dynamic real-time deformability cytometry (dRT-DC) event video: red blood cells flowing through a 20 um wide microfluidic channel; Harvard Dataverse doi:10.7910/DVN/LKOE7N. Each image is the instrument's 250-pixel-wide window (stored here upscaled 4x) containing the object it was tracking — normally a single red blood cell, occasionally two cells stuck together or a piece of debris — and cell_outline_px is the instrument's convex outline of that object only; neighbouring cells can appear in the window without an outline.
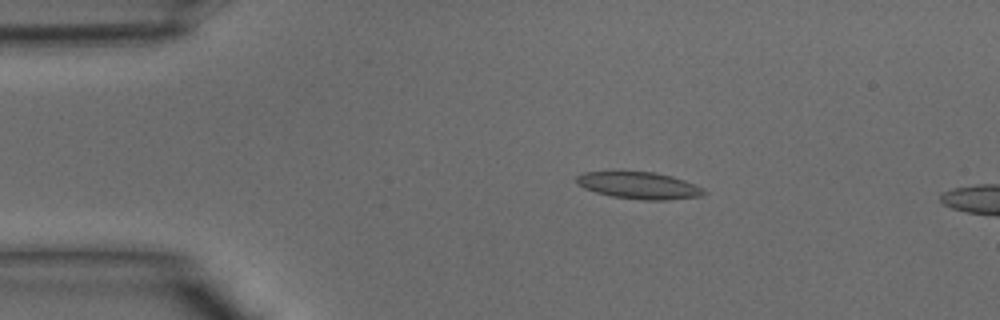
{"species": "common noctule bat (a hibernating species)", "species_latin": "Nyctalus noctula", "temperature_condition": "warm", "stored_images_in_passage": 38, "camera_frame_rate_fps": 3000, "um_per_image_px": 0.085, "animal": {"sex": "male", "body_mass_g": 15.6}, "frame": {"image": 1, "passage_image": 6, "time_ms": 1.667, "image_size_px": [1000, 320], "cell_outline_px": [[708, 192], [704, 196], [668, 200], [644, 200], [612, 196], [596, 192], [584, 188], [576, 184], [576, 176], [584, 172], [656, 172], [672, 176], [684, 180], [704, 188]], "centroid_in_image_um": [54.37, 15.77], "position_along_channel_um": 30.6, "area_um2": 20.06}}
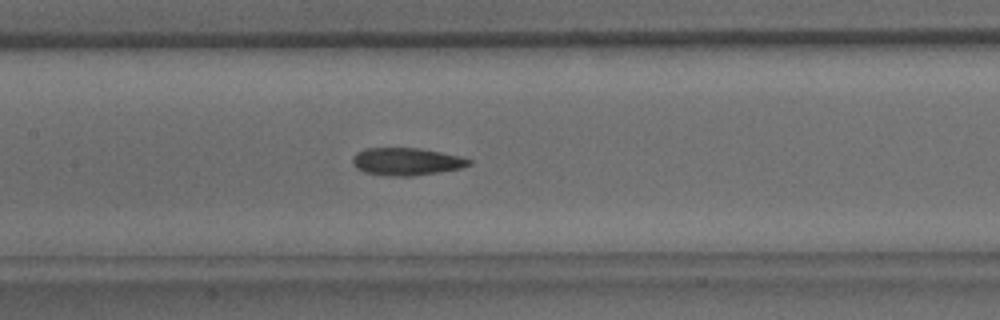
{"frame": {"image": 2, "passage_image": 17, "time_ms": 5.333, "image_size_px": [1000, 320], "cell_outline_px": [[472, 164], [460, 168], [440, 172], [412, 176], [388, 176], [364, 172], [356, 168], [352, 160], [352, 156], [356, 152], [364, 148], [420, 148], [460, 156], [472, 160]], "centroid_in_image_um": [34.53, 13.73], "position_along_channel_um": 172.9, "area_um2": 18.79}}
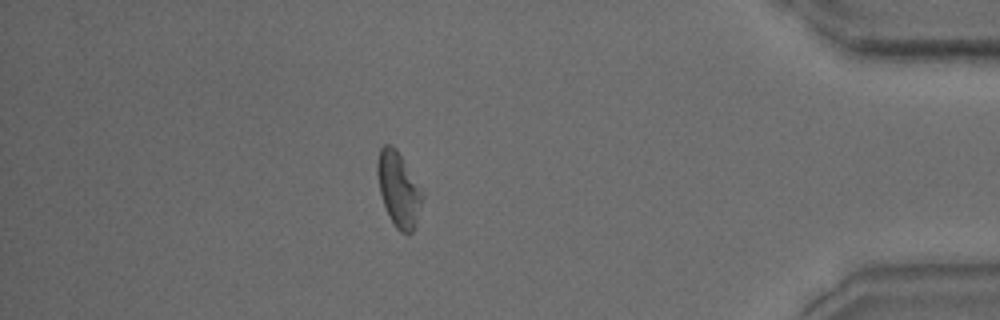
{"frame": {"image": 3, "passage_image": 33, "time_ms": 10.667, "image_size_px": [1000, 320], "cell_outline_px": [[424, 196], [416, 224], [412, 232], [400, 232], [396, 228], [384, 204], [380, 192], [376, 172], [376, 160], [380, 148], [384, 144], [392, 144], [396, 148], [424, 192]], "centroid_in_image_um": [33.88, 16.04], "position_along_channel_um": 401.3, "area_um2": 19.59}}